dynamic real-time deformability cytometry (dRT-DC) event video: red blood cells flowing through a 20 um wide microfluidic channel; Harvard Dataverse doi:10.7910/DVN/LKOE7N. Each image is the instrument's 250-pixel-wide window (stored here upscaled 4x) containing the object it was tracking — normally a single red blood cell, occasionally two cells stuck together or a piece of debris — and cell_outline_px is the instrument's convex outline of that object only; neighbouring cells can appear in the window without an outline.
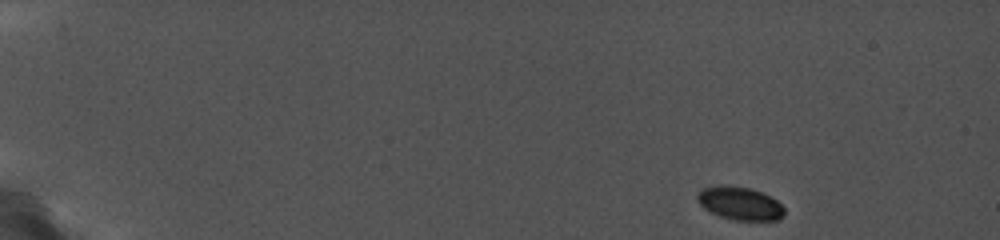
{"species": "common noctule bat (a hibernating species)", "species_latin": "Nyctalus noctula", "temperature_condition": "cold", "stored_images_in_passage": 63, "camera_frame_rate_fps": 5000, "um_per_image_px": 0.085, "animal": {"sex": "female", "body_mass_g": 19.0, "forearm_length_mm": 56.7}, "frame": {"image": 1, "passage_image": 1, "time_ms": 0.0, "image_size_px": [1000, 240], "cell_outline_px": [[784, 216], [780, 220], [732, 220], [720, 216], [704, 208], [700, 204], [696, 196], [704, 188], [720, 184], [728, 184], [752, 188], [772, 196], [784, 208]], "centroid_in_image_um": [62.92, 17.27], "position_along_channel_um": 22.1, "area_um2": 16.99}}
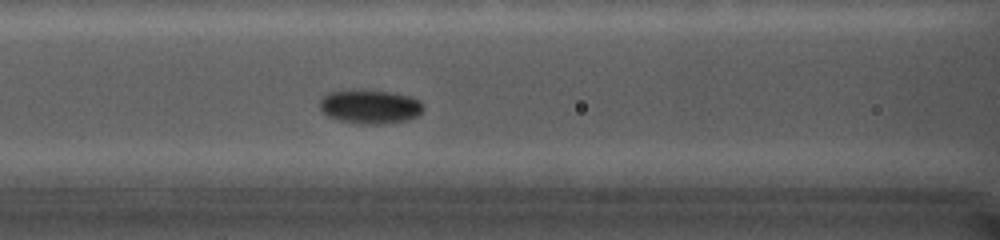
{"frame": {"image": 2, "passage_image": 43, "time_ms": 6.8, "image_size_px": [1000, 240], "cell_outline_px": [[424, 108], [416, 116], [408, 120], [384, 124], [360, 124], [336, 120], [320, 112], [320, 100], [324, 96], [332, 92], [388, 92], [408, 96], [420, 100], [424, 104]], "centroid_in_image_um": [31.46, 9.12], "position_along_channel_um": 135.1, "area_um2": 20.0}}
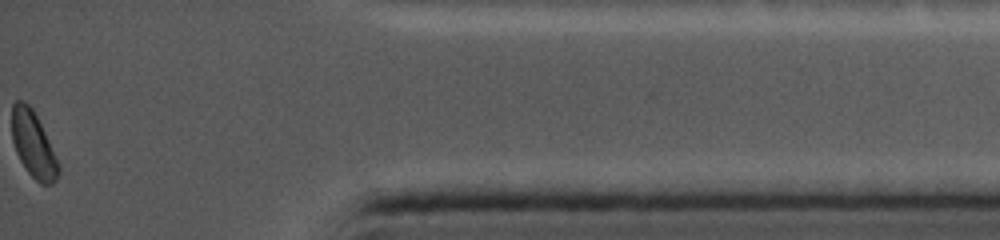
{"frame": {"image": 3, "passage_image": 63, "time_ms": 15.4, "image_size_px": [1000, 240], "cell_outline_px": [[60, 172], [56, 180], [52, 184], [40, 184], [28, 172], [20, 160], [16, 152], [12, 140], [12, 104], [16, 100], [24, 100], [32, 108], [60, 164]], "centroid_in_image_um": [2.83, 12.3], "position_along_channel_um": 432.4, "area_um2": 17.8}, "authors_computed_cell_mechanics": {"area_um2": 18.7272, "velocity_mm_per_s": 3.7391, "shape_relaxation_time_tau1_ms": null, "shape_relaxation_time_tau2_ms": 4.9041, "deformation_change_tau1": null, "deformation_change_tau2": 0.0638}}